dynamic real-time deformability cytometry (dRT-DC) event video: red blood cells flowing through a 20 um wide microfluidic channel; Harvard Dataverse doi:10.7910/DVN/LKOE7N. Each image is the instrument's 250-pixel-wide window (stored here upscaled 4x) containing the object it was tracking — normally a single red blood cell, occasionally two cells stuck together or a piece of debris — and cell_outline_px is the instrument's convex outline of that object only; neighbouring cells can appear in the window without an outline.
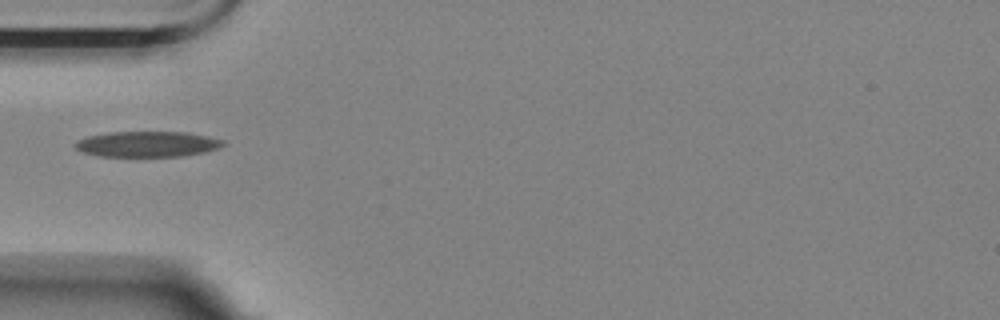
{"species": "Egyptian fruit bat (a non-hibernating species)", "species_latin": "Rousettus aegyptiacus", "temperature_condition": "room temperature", "stored_images_in_passage": 40, "camera_frame_rate_fps": 3000, "um_per_image_px": 0.085, "animal": {"sex": "female"}, "frame": {"image": 1, "passage_image": 1, "time_ms": 0.0, "image_size_px": [1000, 320], "cell_outline_px": [[224, 144], [220, 148], [204, 152], [180, 156], [100, 156], [84, 152], [76, 148], [72, 144], [76, 140], [88, 136], [112, 132], [188, 132], [224, 140]], "centroid_in_image_um": [12.51, 12.24], "position_along_channel_um": 72.5, "area_um2": 21.96}}
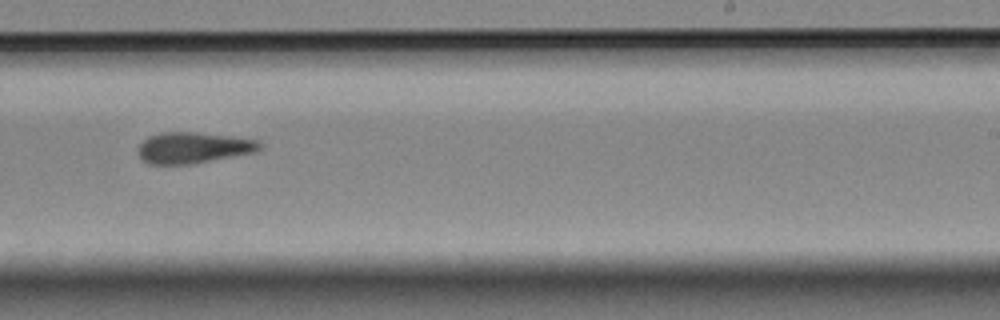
{"frame": {"image": 2, "passage_image": 18, "time_ms": 5.667, "image_size_px": [1000, 320], "cell_outline_px": [[264, 144], [256, 152], [192, 164], [148, 164], [140, 160], [136, 152], [136, 148], [148, 136], [160, 132], [196, 132], [240, 136], [256, 140]], "centroid_in_image_um": [16.41, 12.55], "position_along_channel_um": 272.6, "area_um2": 22.6}}
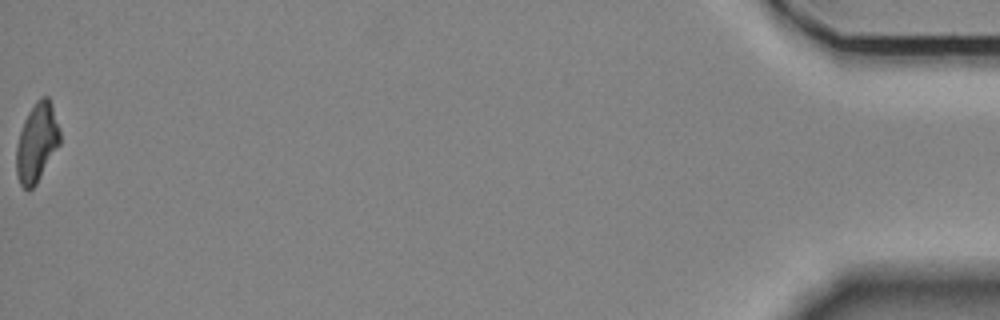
{"frame": {"image": 3, "passage_image": 40, "time_ms": 13.0, "image_size_px": [1000, 320], "cell_outline_px": [[60, 144], [36, 184], [28, 192], [20, 184], [16, 176], [16, 144], [24, 120], [28, 112], [36, 100], [40, 96], [48, 96], [52, 104], [60, 128]], "centroid_in_image_um": [3.13, 12.11], "position_along_channel_um": 432.1, "area_um2": 20.29}}